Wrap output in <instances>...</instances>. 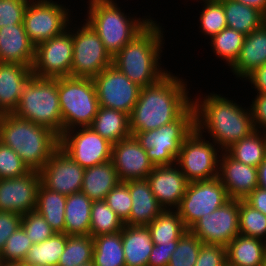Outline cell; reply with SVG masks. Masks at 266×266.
<instances>
[{
    "label": "cell",
    "mask_w": 266,
    "mask_h": 266,
    "mask_svg": "<svg viewBox=\"0 0 266 266\" xmlns=\"http://www.w3.org/2000/svg\"><path fill=\"white\" fill-rule=\"evenodd\" d=\"M186 82L168 72L154 84L141 88L129 115L131 135L175 121L192 104Z\"/></svg>",
    "instance_id": "cell-1"
},
{
    "label": "cell",
    "mask_w": 266,
    "mask_h": 266,
    "mask_svg": "<svg viewBox=\"0 0 266 266\" xmlns=\"http://www.w3.org/2000/svg\"><path fill=\"white\" fill-rule=\"evenodd\" d=\"M197 97L192 99L195 128L201 134L208 132L209 141L212 140L221 151H226L255 130L249 107L243 108L241 104L214 92Z\"/></svg>",
    "instance_id": "cell-2"
},
{
    "label": "cell",
    "mask_w": 266,
    "mask_h": 266,
    "mask_svg": "<svg viewBox=\"0 0 266 266\" xmlns=\"http://www.w3.org/2000/svg\"><path fill=\"white\" fill-rule=\"evenodd\" d=\"M161 27L160 22L152 20L112 57V64L141 88L154 84L169 72L160 63L165 36Z\"/></svg>",
    "instance_id": "cell-3"
},
{
    "label": "cell",
    "mask_w": 266,
    "mask_h": 266,
    "mask_svg": "<svg viewBox=\"0 0 266 266\" xmlns=\"http://www.w3.org/2000/svg\"><path fill=\"white\" fill-rule=\"evenodd\" d=\"M0 142L13 149L29 170L38 172L60 147L57 134L14 114L0 116Z\"/></svg>",
    "instance_id": "cell-4"
},
{
    "label": "cell",
    "mask_w": 266,
    "mask_h": 266,
    "mask_svg": "<svg viewBox=\"0 0 266 266\" xmlns=\"http://www.w3.org/2000/svg\"><path fill=\"white\" fill-rule=\"evenodd\" d=\"M84 19L97 32L106 51L114 57L137 36L153 19L130 17L122 12L116 0H89Z\"/></svg>",
    "instance_id": "cell-5"
},
{
    "label": "cell",
    "mask_w": 266,
    "mask_h": 266,
    "mask_svg": "<svg viewBox=\"0 0 266 266\" xmlns=\"http://www.w3.org/2000/svg\"><path fill=\"white\" fill-rule=\"evenodd\" d=\"M18 118L47 127L59 137L63 133L58 78L33 76L25 85L19 104L13 113Z\"/></svg>",
    "instance_id": "cell-6"
},
{
    "label": "cell",
    "mask_w": 266,
    "mask_h": 266,
    "mask_svg": "<svg viewBox=\"0 0 266 266\" xmlns=\"http://www.w3.org/2000/svg\"><path fill=\"white\" fill-rule=\"evenodd\" d=\"M195 128V110L191 104L175 121L158 129L136 132L133 136L154 166L173 165L185 138Z\"/></svg>",
    "instance_id": "cell-7"
},
{
    "label": "cell",
    "mask_w": 266,
    "mask_h": 266,
    "mask_svg": "<svg viewBox=\"0 0 266 266\" xmlns=\"http://www.w3.org/2000/svg\"><path fill=\"white\" fill-rule=\"evenodd\" d=\"M58 94L63 132L92 124L100 107L92 78H58Z\"/></svg>",
    "instance_id": "cell-8"
},
{
    "label": "cell",
    "mask_w": 266,
    "mask_h": 266,
    "mask_svg": "<svg viewBox=\"0 0 266 266\" xmlns=\"http://www.w3.org/2000/svg\"><path fill=\"white\" fill-rule=\"evenodd\" d=\"M196 128L185 138L176 165L188 182H197L218 177L221 149L209 142ZM218 152V153H217Z\"/></svg>",
    "instance_id": "cell-9"
},
{
    "label": "cell",
    "mask_w": 266,
    "mask_h": 266,
    "mask_svg": "<svg viewBox=\"0 0 266 266\" xmlns=\"http://www.w3.org/2000/svg\"><path fill=\"white\" fill-rule=\"evenodd\" d=\"M73 27V61L71 77L94 78L112 65V56L106 51L97 32L88 22Z\"/></svg>",
    "instance_id": "cell-10"
},
{
    "label": "cell",
    "mask_w": 266,
    "mask_h": 266,
    "mask_svg": "<svg viewBox=\"0 0 266 266\" xmlns=\"http://www.w3.org/2000/svg\"><path fill=\"white\" fill-rule=\"evenodd\" d=\"M70 12L53 0H30L23 19L30 41L36 46L63 33L72 22Z\"/></svg>",
    "instance_id": "cell-11"
},
{
    "label": "cell",
    "mask_w": 266,
    "mask_h": 266,
    "mask_svg": "<svg viewBox=\"0 0 266 266\" xmlns=\"http://www.w3.org/2000/svg\"><path fill=\"white\" fill-rule=\"evenodd\" d=\"M229 200L218 177L190 182L176 211L189 230L203 215L207 216Z\"/></svg>",
    "instance_id": "cell-12"
},
{
    "label": "cell",
    "mask_w": 266,
    "mask_h": 266,
    "mask_svg": "<svg viewBox=\"0 0 266 266\" xmlns=\"http://www.w3.org/2000/svg\"><path fill=\"white\" fill-rule=\"evenodd\" d=\"M72 61L73 30L68 27L63 33L35 46L32 74L51 79L71 76Z\"/></svg>",
    "instance_id": "cell-13"
},
{
    "label": "cell",
    "mask_w": 266,
    "mask_h": 266,
    "mask_svg": "<svg viewBox=\"0 0 266 266\" xmlns=\"http://www.w3.org/2000/svg\"><path fill=\"white\" fill-rule=\"evenodd\" d=\"M112 146L90 126L72 128L60 136V148L83 168L111 160Z\"/></svg>",
    "instance_id": "cell-14"
},
{
    "label": "cell",
    "mask_w": 266,
    "mask_h": 266,
    "mask_svg": "<svg viewBox=\"0 0 266 266\" xmlns=\"http://www.w3.org/2000/svg\"><path fill=\"white\" fill-rule=\"evenodd\" d=\"M100 107L130 115L138 101L141 87L133 83L113 64L93 78Z\"/></svg>",
    "instance_id": "cell-15"
},
{
    "label": "cell",
    "mask_w": 266,
    "mask_h": 266,
    "mask_svg": "<svg viewBox=\"0 0 266 266\" xmlns=\"http://www.w3.org/2000/svg\"><path fill=\"white\" fill-rule=\"evenodd\" d=\"M189 230L205 244L226 247L239 235V200L230 199L207 216L203 215Z\"/></svg>",
    "instance_id": "cell-16"
},
{
    "label": "cell",
    "mask_w": 266,
    "mask_h": 266,
    "mask_svg": "<svg viewBox=\"0 0 266 266\" xmlns=\"http://www.w3.org/2000/svg\"><path fill=\"white\" fill-rule=\"evenodd\" d=\"M85 168L60 147L39 171L41 183L51 191L69 196L82 189Z\"/></svg>",
    "instance_id": "cell-17"
},
{
    "label": "cell",
    "mask_w": 266,
    "mask_h": 266,
    "mask_svg": "<svg viewBox=\"0 0 266 266\" xmlns=\"http://www.w3.org/2000/svg\"><path fill=\"white\" fill-rule=\"evenodd\" d=\"M40 184V173L34 170L21 177L0 179V211L24 215L35 210Z\"/></svg>",
    "instance_id": "cell-18"
},
{
    "label": "cell",
    "mask_w": 266,
    "mask_h": 266,
    "mask_svg": "<svg viewBox=\"0 0 266 266\" xmlns=\"http://www.w3.org/2000/svg\"><path fill=\"white\" fill-rule=\"evenodd\" d=\"M111 160L120 182L146 179L155 167L133 135L113 144Z\"/></svg>",
    "instance_id": "cell-19"
},
{
    "label": "cell",
    "mask_w": 266,
    "mask_h": 266,
    "mask_svg": "<svg viewBox=\"0 0 266 266\" xmlns=\"http://www.w3.org/2000/svg\"><path fill=\"white\" fill-rule=\"evenodd\" d=\"M146 180L164 210L178 208L189 183L176 164L155 166Z\"/></svg>",
    "instance_id": "cell-20"
},
{
    "label": "cell",
    "mask_w": 266,
    "mask_h": 266,
    "mask_svg": "<svg viewBox=\"0 0 266 266\" xmlns=\"http://www.w3.org/2000/svg\"><path fill=\"white\" fill-rule=\"evenodd\" d=\"M218 179L230 199L244 200L258 187L257 168L236 161L226 151L220 154Z\"/></svg>",
    "instance_id": "cell-21"
},
{
    "label": "cell",
    "mask_w": 266,
    "mask_h": 266,
    "mask_svg": "<svg viewBox=\"0 0 266 266\" xmlns=\"http://www.w3.org/2000/svg\"><path fill=\"white\" fill-rule=\"evenodd\" d=\"M32 68L17 63L0 62V114H13L26 83L33 77Z\"/></svg>",
    "instance_id": "cell-22"
},
{
    "label": "cell",
    "mask_w": 266,
    "mask_h": 266,
    "mask_svg": "<svg viewBox=\"0 0 266 266\" xmlns=\"http://www.w3.org/2000/svg\"><path fill=\"white\" fill-rule=\"evenodd\" d=\"M34 58L35 45L30 41L23 24L0 28V62L32 68Z\"/></svg>",
    "instance_id": "cell-23"
},
{
    "label": "cell",
    "mask_w": 266,
    "mask_h": 266,
    "mask_svg": "<svg viewBox=\"0 0 266 266\" xmlns=\"http://www.w3.org/2000/svg\"><path fill=\"white\" fill-rule=\"evenodd\" d=\"M266 64V22L245 36L240 54L230 67L236 77L246 79L260 66Z\"/></svg>",
    "instance_id": "cell-24"
},
{
    "label": "cell",
    "mask_w": 266,
    "mask_h": 266,
    "mask_svg": "<svg viewBox=\"0 0 266 266\" xmlns=\"http://www.w3.org/2000/svg\"><path fill=\"white\" fill-rule=\"evenodd\" d=\"M125 183L129 187L132 199L131 213L125 225H149L164 210L152 193L149 182L143 179L130 180Z\"/></svg>",
    "instance_id": "cell-25"
},
{
    "label": "cell",
    "mask_w": 266,
    "mask_h": 266,
    "mask_svg": "<svg viewBox=\"0 0 266 266\" xmlns=\"http://www.w3.org/2000/svg\"><path fill=\"white\" fill-rule=\"evenodd\" d=\"M121 236L125 266H148L154 245L148 227L124 225Z\"/></svg>",
    "instance_id": "cell-26"
},
{
    "label": "cell",
    "mask_w": 266,
    "mask_h": 266,
    "mask_svg": "<svg viewBox=\"0 0 266 266\" xmlns=\"http://www.w3.org/2000/svg\"><path fill=\"white\" fill-rule=\"evenodd\" d=\"M227 266H265L266 241L237 235L227 246Z\"/></svg>",
    "instance_id": "cell-27"
},
{
    "label": "cell",
    "mask_w": 266,
    "mask_h": 266,
    "mask_svg": "<svg viewBox=\"0 0 266 266\" xmlns=\"http://www.w3.org/2000/svg\"><path fill=\"white\" fill-rule=\"evenodd\" d=\"M120 182L112 160L85 168L81 191L92 201L105 200Z\"/></svg>",
    "instance_id": "cell-28"
},
{
    "label": "cell",
    "mask_w": 266,
    "mask_h": 266,
    "mask_svg": "<svg viewBox=\"0 0 266 266\" xmlns=\"http://www.w3.org/2000/svg\"><path fill=\"white\" fill-rule=\"evenodd\" d=\"M90 127L112 144L131 136L129 115L115 109L99 107Z\"/></svg>",
    "instance_id": "cell-29"
},
{
    "label": "cell",
    "mask_w": 266,
    "mask_h": 266,
    "mask_svg": "<svg viewBox=\"0 0 266 266\" xmlns=\"http://www.w3.org/2000/svg\"><path fill=\"white\" fill-rule=\"evenodd\" d=\"M92 200L82 191L66 198L65 234L90 235Z\"/></svg>",
    "instance_id": "cell-30"
},
{
    "label": "cell",
    "mask_w": 266,
    "mask_h": 266,
    "mask_svg": "<svg viewBox=\"0 0 266 266\" xmlns=\"http://www.w3.org/2000/svg\"><path fill=\"white\" fill-rule=\"evenodd\" d=\"M220 1L223 3L228 28L248 35L266 22V16L254 7L237 0Z\"/></svg>",
    "instance_id": "cell-31"
},
{
    "label": "cell",
    "mask_w": 266,
    "mask_h": 266,
    "mask_svg": "<svg viewBox=\"0 0 266 266\" xmlns=\"http://www.w3.org/2000/svg\"><path fill=\"white\" fill-rule=\"evenodd\" d=\"M67 196L51 191L42 183L37 193L36 211L41 214L55 233H65V205Z\"/></svg>",
    "instance_id": "cell-32"
},
{
    "label": "cell",
    "mask_w": 266,
    "mask_h": 266,
    "mask_svg": "<svg viewBox=\"0 0 266 266\" xmlns=\"http://www.w3.org/2000/svg\"><path fill=\"white\" fill-rule=\"evenodd\" d=\"M226 152L236 161L257 168L266 157V131L254 130Z\"/></svg>",
    "instance_id": "cell-33"
},
{
    "label": "cell",
    "mask_w": 266,
    "mask_h": 266,
    "mask_svg": "<svg viewBox=\"0 0 266 266\" xmlns=\"http://www.w3.org/2000/svg\"><path fill=\"white\" fill-rule=\"evenodd\" d=\"M67 242V234L55 233L49 239L35 243L22 263L29 266H57Z\"/></svg>",
    "instance_id": "cell-34"
},
{
    "label": "cell",
    "mask_w": 266,
    "mask_h": 266,
    "mask_svg": "<svg viewBox=\"0 0 266 266\" xmlns=\"http://www.w3.org/2000/svg\"><path fill=\"white\" fill-rule=\"evenodd\" d=\"M147 227L155 245L178 241L188 230L176 210H163Z\"/></svg>",
    "instance_id": "cell-35"
},
{
    "label": "cell",
    "mask_w": 266,
    "mask_h": 266,
    "mask_svg": "<svg viewBox=\"0 0 266 266\" xmlns=\"http://www.w3.org/2000/svg\"><path fill=\"white\" fill-rule=\"evenodd\" d=\"M95 266H125L121 231L93 237Z\"/></svg>",
    "instance_id": "cell-36"
},
{
    "label": "cell",
    "mask_w": 266,
    "mask_h": 266,
    "mask_svg": "<svg viewBox=\"0 0 266 266\" xmlns=\"http://www.w3.org/2000/svg\"><path fill=\"white\" fill-rule=\"evenodd\" d=\"M90 215L92 237L120 232L125 225L105 200L93 201Z\"/></svg>",
    "instance_id": "cell-37"
},
{
    "label": "cell",
    "mask_w": 266,
    "mask_h": 266,
    "mask_svg": "<svg viewBox=\"0 0 266 266\" xmlns=\"http://www.w3.org/2000/svg\"><path fill=\"white\" fill-rule=\"evenodd\" d=\"M94 242L91 235H67L57 266H78L92 261Z\"/></svg>",
    "instance_id": "cell-38"
},
{
    "label": "cell",
    "mask_w": 266,
    "mask_h": 266,
    "mask_svg": "<svg viewBox=\"0 0 266 266\" xmlns=\"http://www.w3.org/2000/svg\"><path fill=\"white\" fill-rule=\"evenodd\" d=\"M245 36L243 33L227 27L210 39V45L213 47L215 55L225 61L230 68L240 54Z\"/></svg>",
    "instance_id": "cell-39"
},
{
    "label": "cell",
    "mask_w": 266,
    "mask_h": 266,
    "mask_svg": "<svg viewBox=\"0 0 266 266\" xmlns=\"http://www.w3.org/2000/svg\"><path fill=\"white\" fill-rule=\"evenodd\" d=\"M239 234L266 241V215L239 200Z\"/></svg>",
    "instance_id": "cell-40"
},
{
    "label": "cell",
    "mask_w": 266,
    "mask_h": 266,
    "mask_svg": "<svg viewBox=\"0 0 266 266\" xmlns=\"http://www.w3.org/2000/svg\"><path fill=\"white\" fill-rule=\"evenodd\" d=\"M198 1V0H197ZM203 3V9L199 16L200 32L211 39L224 28H227V21L223 8V3L220 0H200Z\"/></svg>",
    "instance_id": "cell-41"
},
{
    "label": "cell",
    "mask_w": 266,
    "mask_h": 266,
    "mask_svg": "<svg viewBox=\"0 0 266 266\" xmlns=\"http://www.w3.org/2000/svg\"><path fill=\"white\" fill-rule=\"evenodd\" d=\"M202 243L196 235L187 230L178 240L168 266H194Z\"/></svg>",
    "instance_id": "cell-42"
},
{
    "label": "cell",
    "mask_w": 266,
    "mask_h": 266,
    "mask_svg": "<svg viewBox=\"0 0 266 266\" xmlns=\"http://www.w3.org/2000/svg\"><path fill=\"white\" fill-rule=\"evenodd\" d=\"M33 243L24 229L19 227L9 236L6 244L0 252L2 262H23L27 252Z\"/></svg>",
    "instance_id": "cell-43"
},
{
    "label": "cell",
    "mask_w": 266,
    "mask_h": 266,
    "mask_svg": "<svg viewBox=\"0 0 266 266\" xmlns=\"http://www.w3.org/2000/svg\"><path fill=\"white\" fill-rule=\"evenodd\" d=\"M21 226L33 244L41 243L55 234L45 218L36 210L22 215Z\"/></svg>",
    "instance_id": "cell-44"
},
{
    "label": "cell",
    "mask_w": 266,
    "mask_h": 266,
    "mask_svg": "<svg viewBox=\"0 0 266 266\" xmlns=\"http://www.w3.org/2000/svg\"><path fill=\"white\" fill-rule=\"evenodd\" d=\"M107 205L125 224L129 220L132 207L129 187L125 182H119L106 196Z\"/></svg>",
    "instance_id": "cell-45"
},
{
    "label": "cell",
    "mask_w": 266,
    "mask_h": 266,
    "mask_svg": "<svg viewBox=\"0 0 266 266\" xmlns=\"http://www.w3.org/2000/svg\"><path fill=\"white\" fill-rule=\"evenodd\" d=\"M29 171L17 153L0 142V179L21 177Z\"/></svg>",
    "instance_id": "cell-46"
},
{
    "label": "cell",
    "mask_w": 266,
    "mask_h": 266,
    "mask_svg": "<svg viewBox=\"0 0 266 266\" xmlns=\"http://www.w3.org/2000/svg\"><path fill=\"white\" fill-rule=\"evenodd\" d=\"M30 0H0V28L23 24Z\"/></svg>",
    "instance_id": "cell-47"
},
{
    "label": "cell",
    "mask_w": 266,
    "mask_h": 266,
    "mask_svg": "<svg viewBox=\"0 0 266 266\" xmlns=\"http://www.w3.org/2000/svg\"><path fill=\"white\" fill-rule=\"evenodd\" d=\"M194 266H227L226 247L202 243Z\"/></svg>",
    "instance_id": "cell-48"
},
{
    "label": "cell",
    "mask_w": 266,
    "mask_h": 266,
    "mask_svg": "<svg viewBox=\"0 0 266 266\" xmlns=\"http://www.w3.org/2000/svg\"><path fill=\"white\" fill-rule=\"evenodd\" d=\"M22 215L11 211H0V252L7 239L21 227Z\"/></svg>",
    "instance_id": "cell-49"
},
{
    "label": "cell",
    "mask_w": 266,
    "mask_h": 266,
    "mask_svg": "<svg viewBox=\"0 0 266 266\" xmlns=\"http://www.w3.org/2000/svg\"><path fill=\"white\" fill-rule=\"evenodd\" d=\"M177 243L178 241H170L168 244H154L149 257L148 266H168Z\"/></svg>",
    "instance_id": "cell-50"
},
{
    "label": "cell",
    "mask_w": 266,
    "mask_h": 266,
    "mask_svg": "<svg viewBox=\"0 0 266 266\" xmlns=\"http://www.w3.org/2000/svg\"><path fill=\"white\" fill-rule=\"evenodd\" d=\"M255 96L250 105L253 126L255 130L266 131V94Z\"/></svg>",
    "instance_id": "cell-51"
},
{
    "label": "cell",
    "mask_w": 266,
    "mask_h": 266,
    "mask_svg": "<svg viewBox=\"0 0 266 266\" xmlns=\"http://www.w3.org/2000/svg\"><path fill=\"white\" fill-rule=\"evenodd\" d=\"M244 201L266 215V190L260 187L254 189Z\"/></svg>",
    "instance_id": "cell-52"
},
{
    "label": "cell",
    "mask_w": 266,
    "mask_h": 266,
    "mask_svg": "<svg viewBox=\"0 0 266 266\" xmlns=\"http://www.w3.org/2000/svg\"><path fill=\"white\" fill-rule=\"evenodd\" d=\"M246 80L254 86L257 94H266V64L256 69Z\"/></svg>",
    "instance_id": "cell-53"
},
{
    "label": "cell",
    "mask_w": 266,
    "mask_h": 266,
    "mask_svg": "<svg viewBox=\"0 0 266 266\" xmlns=\"http://www.w3.org/2000/svg\"><path fill=\"white\" fill-rule=\"evenodd\" d=\"M258 171V187L266 190V157L264 161L257 167Z\"/></svg>",
    "instance_id": "cell-54"
},
{
    "label": "cell",
    "mask_w": 266,
    "mask_h": 266,
    "mask_svg": "<svg viewBox=\"0 0 266 266\" xmlns=\"http://www.w3.org/2000/svg\"><path fill=\"white\" fill-rule=\"evenodd\" d=\"M237 1L258 9L266 16V0H237Z\"/></svg>",
    "instance_id": "cell-55"
},
{
    "label": "cell",
    "mask_w": 266,
    "mask_h": 266,
    "mask_svg": "<svg viewBox=\"0 0 266 266\" xmlns=\"http://www.w3.org/2000/svg\"><path fill=\"white\" fill-rule=\"evenodd\" d=\"M1 266H29L22 262H2Z\"/></svg>",
    "instance_id": "cell-56"
},
{
    "label": "cell",
    "mask_w": 266,
    "mask_h": 266,
    "mask_svg": "<svg viewBox=\"0 0 266 266\" xmlns=\"http://www.w3.org/2000/svg\"><path fill=\"white\" fill-rule=\"evenodd\" d=\"M78 266H95L93 261H89V262H86V263H83L81 265H78Z\"/></svg>",
    "instance_id": "cell-57"
}]
</instances>
